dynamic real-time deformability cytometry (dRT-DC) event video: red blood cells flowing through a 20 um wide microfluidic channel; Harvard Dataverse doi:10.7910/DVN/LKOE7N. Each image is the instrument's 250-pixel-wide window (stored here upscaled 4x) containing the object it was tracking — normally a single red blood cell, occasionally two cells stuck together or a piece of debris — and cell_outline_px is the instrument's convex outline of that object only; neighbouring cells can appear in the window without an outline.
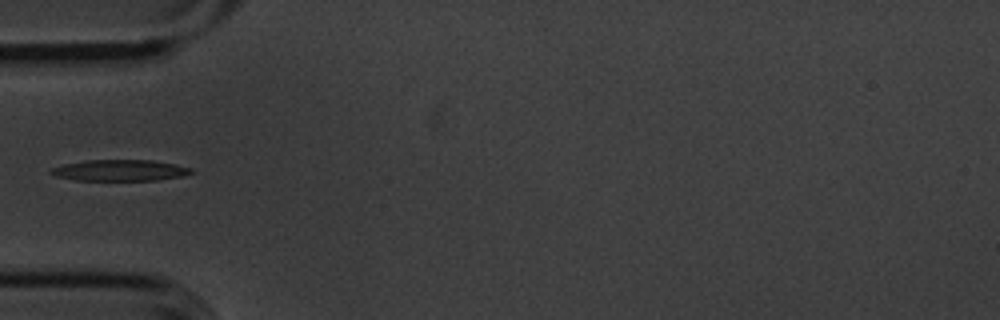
{"species": "common noctule bat (a hibernating species)", "species_latin": "Nyctalus noctula", "temperature_condition": "cold", "stored_images_in_passage": 38, "camera_frame_rate_fps": 3000, "um_per_image_px": 0.085, "animal": {"sex": "male", "body_mass_g": 20.1, "forearm_length_mm": 53.5}, "frame": {"image": 1, "passage_image": 1, "time_ms": 0.0, "image_size_px": [1000, 320], "cell_outline_px": [[196, 172], [184, 176], [156, 180], [76, 180], [56, 176], [48, 172], [52, 168], [64, 164], [84, 160], [152, 160], [176, 164], [192, 168]], "centroid_in_image_um": [10.24, 14.47], "position_along_channel_um": 74.8, "area_um2": 17.4}}
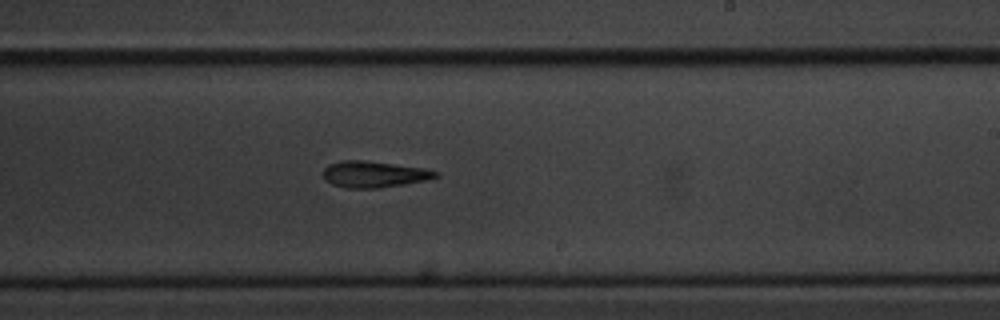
{"frame": {"image": 2, "passage_image": 16, "time_ms": 5.0, "image_size_px": [1000, 320], "cell_outline_px": [[440, 176], [424, 180], [404, 184], [376, 188], [348, 188], [332, 184], [324, 180], [324, 168], [328, 164], [340, 160], [364, 160], [424, 168], [440, 172]], "centroid_in_image_um": [31.77, 14.8], "position_along_channel_um": 257.2, "area_um2": 17.22}}
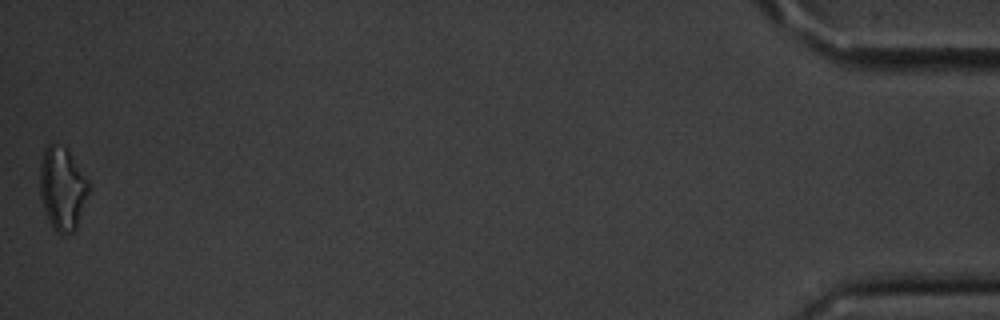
{"frame": {"image": 3, "passage_image": 38, "time_ms": 12.333, "image_size_px": [1000, 320], "cell_outline_px": [[88, 192], [76, 228], [72, 232], [60, 236], [52, 228], [44, 208], [40, 196], [40, 164], [44, 148], [52, 140], [56, 140], [68, 152], [88, 180]], "centroid_in_image_um": [5.26, 16.01], "position_along_channel_um": 429.9, "area_um2": 23.47}}